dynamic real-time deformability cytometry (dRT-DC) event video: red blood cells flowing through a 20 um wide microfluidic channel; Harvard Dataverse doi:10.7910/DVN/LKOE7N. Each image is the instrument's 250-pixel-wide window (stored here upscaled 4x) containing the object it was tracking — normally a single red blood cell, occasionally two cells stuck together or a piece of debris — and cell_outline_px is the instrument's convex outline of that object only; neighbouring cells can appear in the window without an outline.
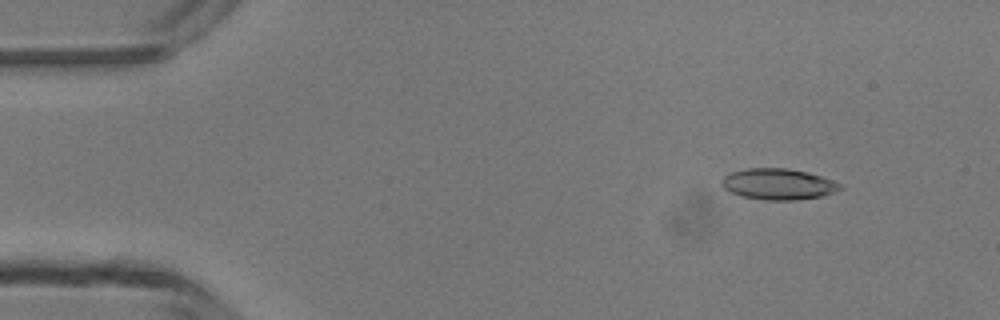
{"species": "common noctule bat (a hibernating species)", "species_latin": "Nyctalus noctula", "temperature_condition": "room temperature", "stored_images_in_passage": 13, "camera_frame_rate_fps": 3000, "um_per_image_px": 0.085, "animal": {"sex": "male", "body_mass_g": 13.3}, "frame": {"image": 1, "passage_image": 6, "time_ms": 1.667, "image_size_px": [1000, 320], "cell_outline_px": [[844, 188], [820, 196], [796, 200], [764, 200], [744, 196], [732, 192], [724, 188], [720, 184], [720, 180], [724, 176], [732, 172], [748, 168], [784, 168], [808, 172], [832, 180], [840, 184]], "centroid_in_image_um": [66.13, 15.64], "position_along_channel_um": 18.9, "area_um2": 21.21}}